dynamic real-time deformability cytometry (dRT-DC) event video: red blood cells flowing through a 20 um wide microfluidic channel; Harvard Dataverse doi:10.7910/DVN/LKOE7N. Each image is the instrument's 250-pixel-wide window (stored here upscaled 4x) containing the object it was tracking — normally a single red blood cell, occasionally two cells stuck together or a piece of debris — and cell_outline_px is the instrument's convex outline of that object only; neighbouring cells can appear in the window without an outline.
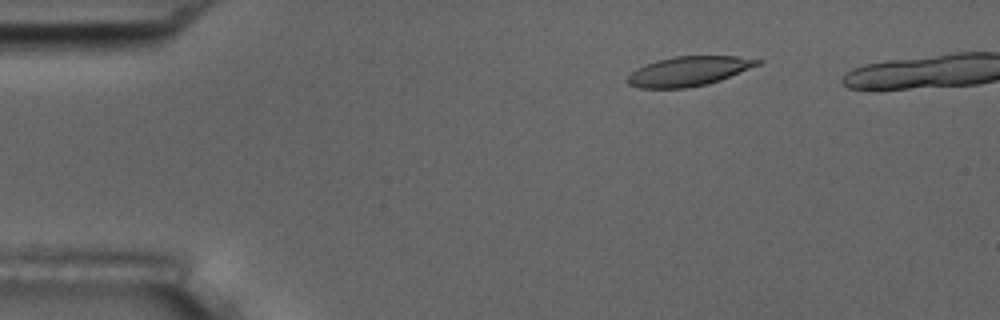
{"species": "common noctule bat (a hibernating species)", "species_latin": "Nyctalus noctula", "temperature_condition": "room temperature", "stored_images_in_passage": 7, "camera_frame_rate_fps": 3000, "um_per_image_px": 0.085, "animal": {"sex": "male", "body_mass_g": 17.5, "forearm_length_mm": 52.3}, "frame": {"image": 1, "passage_image": 3, "time_ms": 2.333, "image_size_px": [1000, 320], "cell_outline_px": [[764, 60], [760, 64], [720, 80], [708, 84], [684, 88], [640, 88], [628, 84], [624, 80], [636, 68], [656, 60], [676, 56], [736, 56]], "centroid_in_image_um": [58.51, 6.05], "position_along_channel_um": 26.5, "area_um2": 22.37}}